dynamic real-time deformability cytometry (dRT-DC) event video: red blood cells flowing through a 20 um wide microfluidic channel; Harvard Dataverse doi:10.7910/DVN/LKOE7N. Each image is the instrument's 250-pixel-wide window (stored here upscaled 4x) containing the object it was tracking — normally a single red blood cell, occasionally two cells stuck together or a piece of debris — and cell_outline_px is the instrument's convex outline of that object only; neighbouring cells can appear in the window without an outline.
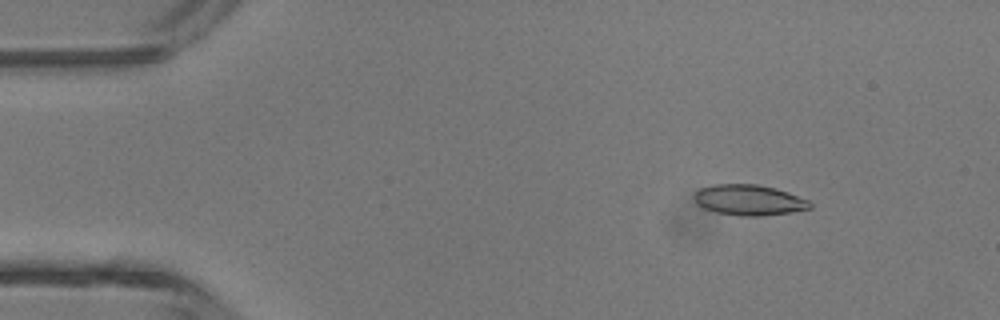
{"species": "common noctule bat (a hibernating species)", "species_latin": "Nyctalus noctula", "temperature_condition": "room temperature", "stored_images_in_passage": 4, "camera_frame_rate_fps": 3000, "um_per_image_px": 0.085, "animal": {"sex": "male", "body_mass_g": 13.3}, "frame": {"image": 1, "passage_image": 2, "time_ms": 0.333, "image_size_px": [1000, 320], "cell_outline_px": [[812, 208], [792, 212], [760, 216], [740, 216], [716, 212], [704, 208], [696, 204], [692, 196], [700, 188], [712, 184], [756, 184], [776, 188], [788, 192], [808, 200], [812, 204]], "centroid_in_image_um": [63.65, 17.0], "position_along_channel_um": 21.4, "area_um2": 20.81}}